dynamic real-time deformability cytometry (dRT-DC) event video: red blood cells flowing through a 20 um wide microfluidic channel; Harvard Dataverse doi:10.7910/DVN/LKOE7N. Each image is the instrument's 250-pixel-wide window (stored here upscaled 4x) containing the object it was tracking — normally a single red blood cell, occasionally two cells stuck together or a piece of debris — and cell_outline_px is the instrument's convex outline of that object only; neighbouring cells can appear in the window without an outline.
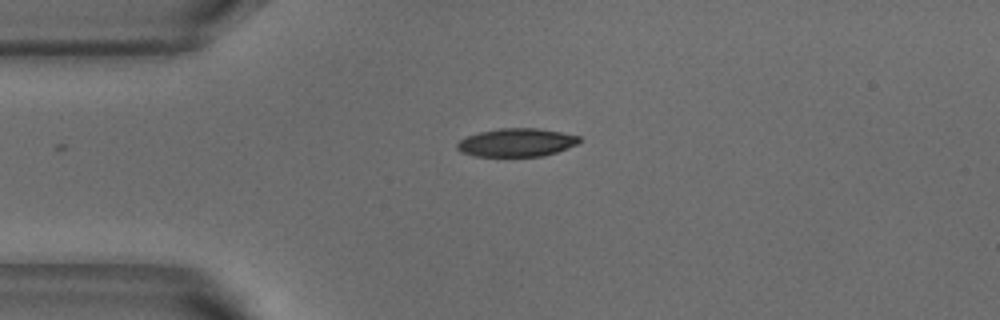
{"species": "common noctule bat (a hibernating species)", "species_latin": "Nyctalus noctula", "temperature_condition": "warm", "stored_images_in_passage": 33, "camera_frame_rate_fps": 3000, "um_per_image_px": 0.085, "animal": {"sex": "male", "body_mass_g": 18.8}, "frame": {"image": 1, "passage_image": 1, "time_ms": 0.0, "image_size_px": [1000, 320], "cell_outline_px": [[580, 144], [544, 156], [472, 156], [460, 152], [456, 148], [456, 144], [460, 140], [468, 136], [480, 132], [500, 128], [536, 128], [560, 132], [580, 136]], "centroid_in_image_um": [43.91, 12.12], "position_along_channel_um": 41.1, "area_um2": 20.17}}
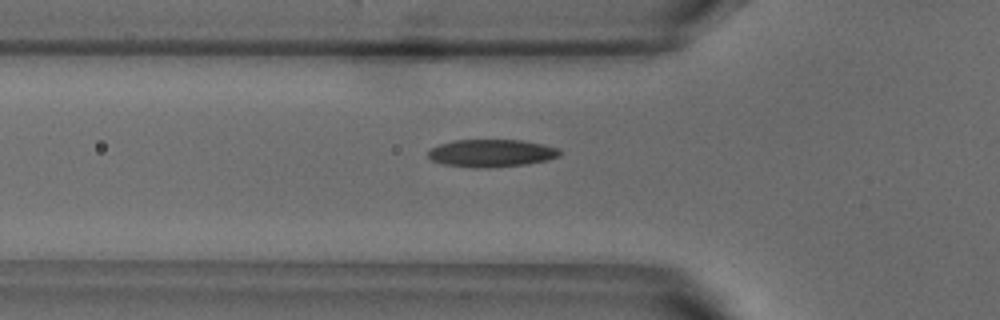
{"frame": {"image": 2, "passage_image": 6, "time_ms": 1.667, "image_size_px": [1000, 320], "cell_outline_px": [[560, 156], [548, 160], [528, 164], [488, 168], [472, 168], [444, 164], [432, 160], [428, 156], [428, 148], [440, 144], [456, 140], [520, 140], [560, 148]], "centroid_in_image_um": [41.76, 13.03], "position_along_channel_um": 84.0, "area_um2": 21.27}}
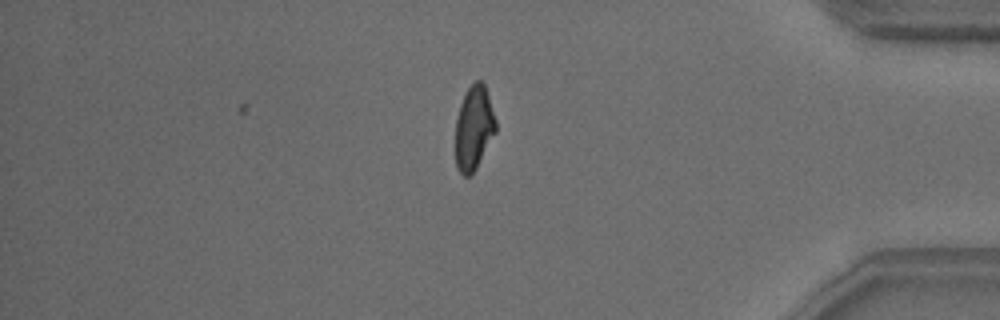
{"frame": {"image": 3, "passage_image": 33, "time_ms": 10.667, "image_size_px": [1000, 320], "cell_outline_px": [[496, 132], [476, 168], [468, 176], [464, 176], [456, 168], [456, 116], [460, 104], [468, 88], [476, 80], [484, 80], [496, 120]], "centroid_in_image_um": [40.29, 10.84], "position_along_channel_um": 394.9, "area_um2": 19.77}, "authors_computed_cell_mechanics": {"area_um2": 20.6924, "velocity_mm_per_s": 3.8025, "shape_relaxation_time_tau1_ms": 3.2324, "shape_relaxation_time_tau2_ms": 1.6843, "deformation_change_tau1": 0.179, "deformation_change_tau2": 0.0902}}